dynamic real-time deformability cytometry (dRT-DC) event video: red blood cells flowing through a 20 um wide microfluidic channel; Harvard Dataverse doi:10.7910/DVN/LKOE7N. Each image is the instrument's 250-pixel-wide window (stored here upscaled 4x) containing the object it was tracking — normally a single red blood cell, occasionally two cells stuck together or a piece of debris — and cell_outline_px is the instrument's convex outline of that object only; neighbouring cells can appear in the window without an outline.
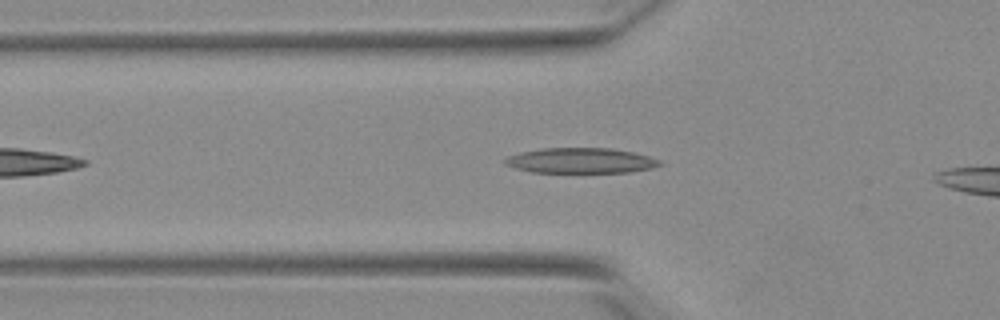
{"species": "Egyptian fruit bat (a non-hibernating species)", "species_latin": "Rousettus aegyptiacus", "temperature_condition": "warm", "stored_images_in_passage": 35, "camera_frame_rate_fps": 3000, "um_per_image_px": 0.085, "animal": {"sex": "female"}, "frame": {"image": 1, "passage_image": 7, "time_ms": 2.0, "image_size_px": [1000, 320], "cell_outline_px": [[664, 164], [652, 168], [628, 172], [532, 172], [516, 168], [504, 164], [504, 160], [508, 156], [520, 152], [540, 148], [612, 148], [632, 152], [648, 156], [660, 160]], "centroid_in_image_um": [49.36, 13.64], "position_along_channel_um": 76.4, "area_um2": 22.77}}
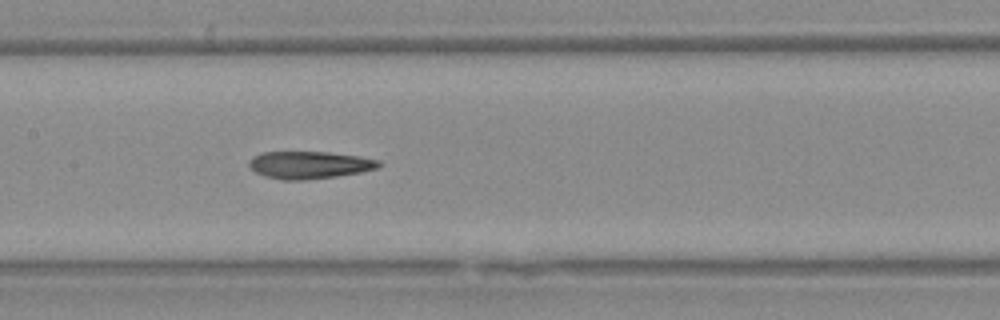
{"frame": {"image": 2, "passage_image": 15, "time_ms": 4.667, "image_size_px": [1000, 320], "cell_outline_px": [[384, 164], [376, 168], [360, 172], [336, 176], [300, 180], [280, 180], [256, 172], [248, 164], [248, 160], [264, 152], [328, 152], [356, 156], [380, 160]], "centroid_in_image_um": [26.32, 14.01], "position_along_channel_um": 181.1, "area_um2": 20.4}}
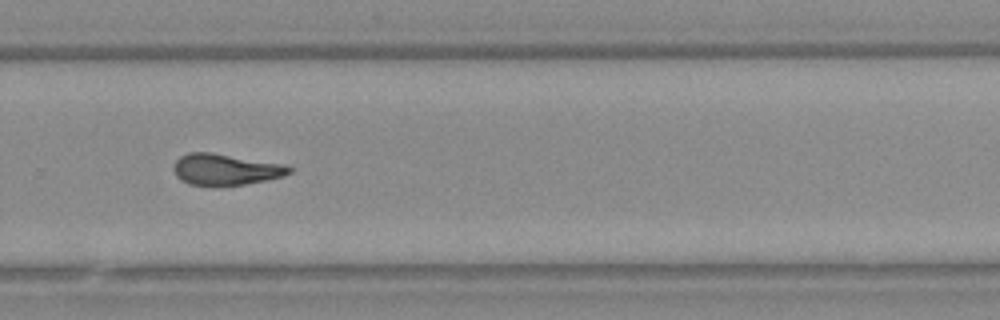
{"frame": {"image": 3, "passage_image": 25, "time_ms": 8.0, "image_size_px": [1000, 320], "cell_outline_px": [[292, 172], [284, 176], [244, 184], [212, 188], [188, 184], [180, 180], [176, 176], [176, 160], [180, 156], [188, 152], [212, 152], [284, 164], [292, 168]], "centroid_in_image_um": [19.16, 14.43], "position_along_channel_um": 310.6, "area_um2": 21.39}, "authors_computed_cell_mechanics": {"area_um2": 21.3282, "velocity_mm_per_s": 3.8931, "shape_relaxation_time_tau1_ms": null, "shape_relaxation_time_tau2_ms": 2.8979, "deformation_change_tau1": null, "deformation_change_tau2": 0.1289}}